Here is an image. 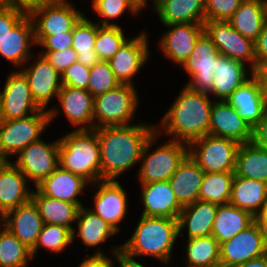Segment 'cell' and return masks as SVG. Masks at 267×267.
I'll list each match as a JSON object with an SVG mask.
<instances>
[{
  "instance_id": "cell-1",
  "label": "cell",
  "mask_w": 267,
  "mask_h": 267,
  "mask_svg": "<svg viewBox=\"0 0 267 267\" xmlns=\"http://www.w3.org/2000/svg\"><path fill=\"white\" fill-rule=\"evenodd\" d=\"M156 125L143 122L95 128L100 147L101 180H116L120 174L137 166Z\"/></svg>"
},
{
  "instance_id": "cell-2",
  "label": "cell",
  "mask_w": 267,
  "mask_h": 267,
  "mask_svg": "<svg viewBox=\"0 0 267 267\" xmlns=\"http://www.w3.org/2000/svg\"><path fill=\"white\" fill-rule=\"evenodd\" d=\"M212 106L209 95L197 93L185 84L156 126V131L189 145L209 134Z\"/></svg>"
},
{
  "instance_id": "cell-3",
  "label": "cell",
  "mask_w": 267,
  "mask_h": 267,
  "mask_svg": "<svg viewBox=\"0 0 267 267\" xmlns=\"http://www.w3.org/2000/svg\"><path fill=\"white\" fill-rule=\"evenodd\" d=\"M178 237V219L141 215L132 236L122 244V249L135 257L150 256L162 264H168Z\"/></svg>"
},
{
  "instance_id": "cell-4",
  "label": "cell",
  "mask_w": 267,
  "mask_h": 267,
  "mask_svg": "<svg viewBox=\"0 0 267 267\" xmlns=\"http://www.w3.org/2000/svg\"><path fill=\"white\" fill-rule=\"evenodd\" d=\"M59 166L90 184L101 180V157L95 129L72 130L59 138Z\"/></svg>"
},
{
  "instance_id": "cell-5",
  "label": "cell",
  "mask_w": 267,
  "mask_h": 267,
  "mask_svg": "<svg viewBox=\"0 0 267 267\" xmlns=\"http://www.w3.org/2000/svg\"><path fill=\"white\" fill-rule=\"evenodd\" d=\"M158 137L159 132L155 131L143 148L137 174L141 184L168 181L189 155L188 144L172 139L150 152Z\"/></svg>"
},
{
  "instance_id": "cell-6",
  "label": "cell",
  "mask_w": 267,
  "mask_h": 267,
  "mask_svg": "<svg viewBox=\"0 0 267 267\" xmlns=\"http://www.w3.org/2000/svg\"><path fill=\"white\" fill-rule=\"evenodd\" d=\"M138 105L139 97L134 85L120 84L113 90L95 96L93 129L130 125Z\"/></svg>"
},
{
  "instance_id": "cell-7",
  "label": "cell",
  "mask_w": 267,
  "mask_h": 267,
  "mask_svg": "<svg viewBox=\"0 0 267 267\" xmlns=\"http://www.w3.org/2000/svg\"><path fill=\"white\" fill-rule=\"evenodd\" d=\"M188 146L189 155L204 172L235 171L239 142L208 134L192 141Z\"/></svg>"
},
{
  "instance_id": "cell-8",
  "label": "cell",
  "mask_w": 267,
  "mask_h": 267,
  "mask_svg": "<svg viewBox=\"0 0 267 267\" xmlns=\"http://www.w3.org/2000/svg\"><path fill=\"white\" fill-rule=\"evenodd\" d=\"M49 123L50 113L43 109L25 118L4 120L0 127V152L7 159L8 155L17 156L30 143L42 138Z\"/></svg>"
},
{
  "instance_id": "cell-9",
  "label": "cell",
  "mask_w": 267,
  "mask_h": 267,
  "mask_svg": "<svg viewBox=\"0 0 267 267\" xmlns=\"http://www.w3.org/2000/svg\"><path fill=\"white\" fill-rule=\"evenodd\" d=\"M219 50L205 32L197 40L192 54L181 65L190 79L187 87L200 94L212 95Z\"/></svg>"
},
{
  "instance_id": "cell-10",
  "label": "cell",
  "mask_w": 267,
  "mask_h": 267,
  "mask_svg": "<svg viewBox=\"0 0 267 267\" xmlns=\"http://www.w3.org/2000/svg\"><path fill=\"white\" fill-rule=\"evenodd\" d=\"M204 32L221 55L248 64L256 72L254 42L242 36L228 21H204Z\"/></svg>"
},
{
  "instance_id": "cell-11",
  "label": "cell",
  "mask_w": 267,
  "mask_h": 267,
  "mask_svg": "<svg viewBox=\"0 0 267 267\" xmlns=\"http://www.w3.org/2000/svg\"><path fill=\"white\" fill-rule=\"evenodd\" d=\"M13 163L36 187L59 167V138L45 143L42 139L30 143L17 154ZM30 180V181H29Z\"/></svg>"
},
{
  "instance_id": "cell-12",
  "label": "cell",
  "mask_w": 267,
  "mask_h": 267,
  "mask_svg": "<svg viewBox=\"0 0 267 267\" xmlns=\"http://www.w3.org/2000/svg\"><path fill=\"white\" fill-rule=\"evenodd\" d=\"M34 63L20 71L28 82L35 103L41 109L49 111L51 123L61 110L57 107L47 108V105L52 102L53 97L57 98L62 87L61 75L43 55H40Z\"/></svg>"
},
{
  "instance_id": "cell-13",
  "label": "cell",
  "mask_w": 267,
  "mask_h": 267,
  "mask_svg": "<svg viewBox=\"0 0 267 267\" xmlns=\"http://www.w3.org/2000/svg\"><path fill=\"white\" fill-rule=\"evenodd\" d=\"M28 15L33 22L34 36H52L73 31L84 16L67 0H54L32 10Z\"/></svg>"
},
{
  "instance_id": "cell-14",
  "label": "cell",
  "mask_w": 267,
  "mask_h": 267,
  "mask_svg": "<svg viewBox=\"0 0 267 267\" xmlns=\"http://www.w3.org/2000/svg\"><path fill=\"white\" fill-rule=\"evenodd\" d=\"M267 254V238L254 221L245 230L220 244V267H231Z\"/></svg>"
},
{
  "instance_id": "cell-15",
  "label": "cell",
  "mask_w": 267,
  "mask_h": 267,
  "mask_svg": "<svg viewBox=\"0 0 267 267\" xmlns=\"http://www.w3.org/2000/svg\"><path fill=\"white\" fill-rule=\"evenodd\" d=\"M253 129L267 110V93L262 76L255 72L226 100Z\"/></svg>"
},
{
  "instance_id": "cell-16",
  "label": "cell",
  "mask_w": 267,
  "mask_h": 267,
  "mask_svg": "<svg viewBox=\"0 0 267 267\" xmlns=\"http://www.w3.org/2000/svg\"><path fill=\"white\" fill-rule=\"evenodd\" d=\"M0 103L4 120L25 118L42 110L34 101L24 74L17 70L9 73Z\"/></svg>"
},
{
  "instance_id": "cell-17",
  "label": "cell",
  "mask_w": 267,
  "mask_h": 267,
  "mask_svg": "<svg viewBox=\"0 0 267 267\" xmlns=\"http://www.w3.org/2000/svg\"><path fill=\"white\" fill-rule=\"evenodd\" d=\"M148 35L141 32L128 39L108 61L120 84L134 85L133 78L150 58Z\"/></svg>"
},
{
  "instance_id": "cell-18",
  "label": "cell",
  "mask_w": 267,
  "mask_h": 267,
  "mask_svg": "<svg viewBox=\"0 0 267 267\" xmlns=\"http://www.w3.org/2000/svg\"><path fill=\"white\" fill-rule=\"evenodd\" d=\"M92 186H96V191L94 208L90 209L119 232V223L125 218L128 207L127 193L118 180H100Z\"/></svg>"
},
{
  "instance_id": "cell-19",
  "label": "cell",
  "mask_w": 267,
  "mask_h": 267,
  "mask_svg": "<svg viewBox=\"0 0 267 267\" xmlns=\"http://www.w3.org/2000/svg\"><path fill=\"white\" fill-rule=\"evenodd\" d=\"M168 29L159 40L165 57L182 65L192 54L197 40L204 33V23H179L164 25Z\"/></svg>"
},
{
  "instance_id": "cell-20",
  "label": "cell",
  "mask_w": 267,
  "mask_h": 267,
  "mask_svg": "<svg viewBox=\"0 0 267 267\" xmlns=\"http://www.w3.org/2000/svg\"><path fill=\"white\" fill-rule=\"evenodd\" d=\"M209 135L230 138L243 144L252 142L253 129L227 101L214 99L211 109Z\"/></svg>"
},
{
  "instance_id": "cell-21",
  "label": "cell",
  "mask_w": 267,
  "mask_h": 267,
  "mask_svg": "<svg viewBox=\"0 0 267 267\" xmlns=\"http://www.w3.org/2000/svg\"><path fill=\"white\" fill-rule=\"evenodd\" d=\"M30 45L36 46L34 26L31 17L26 14L0 40V55L14 66L24 68L25 63L28 64V61L34 58Z\"/></svg>"
},
{
  "instance_id": "cell-22",
  "label": "cell",
  "mask_w": 267,
  "mask_h": 267,
  "mask_svg": "<svg viewBox=\"0 0 267 267\" xmlns=\"http://www.w3.org/2000/svg\"><path fill=\"white\" fill-rule=\"evenodd\" d=\"M141 215L178 219L183 206L178 202L169 181L141 184Z\"/></svg>"
},
{
  "instance_id": "cell-23",
  "label": "cell",
  "mask_w": 267,
  "mask_h": 267,
  "mask_svg": "<svg viewBox=\"0 0 267 267\" xmlns=\"http://www.w3.org/2000/svg\"><path fill=\"white\" fill-rule=\"evenodd\" d=\"M44 223L32 200L6 212L5 227L32 250Z\"/></svg>"
},
{
  "instance_id": "cell-24",
  "label": "cell",
  "mask_w": 267,
  "mask_h": 267,
  "mask_svg": "<svg viewBox=\"0 0 267 267\" xmlns=\"http://www.w3.org/2000/svg\"><path fill=\"white\" fill-rule=\"evenodd\" d=\"M57 99L76 130L93 129L94 97L87 90L62 85Z\"/></svg>"
},
{
  "instance_id": "cell-25",
  "label": "cell",
  "mask_w": 267,
  "mask_h": 267,
  "mask_svg": "<svg viewBox=\"0 0 267 267\" xmlns=\"http://www.w3.org/2000/svg\"><path fill=\"white\" fill-rule=\"evenodd\" d=\"M88 185L91 184L83 177L59 166L35 188L45 196L75 203L80 208L83 204L78 199V195Z\"/></svg>"
},
{
  "instance_id": "cell-26",
  "label": "cell",
  "mask_w": 267,
  "mask_h": 267,
  "mask_svg": "<svg viewBox=\"0 0 267 267\" xmlns=\"http://www.w3.org/2000/svg\"><path fill=\"white\" fill-rule=\"evenodd\" d=\"M217 210V204L200 200L183 206L178 217L179 236L186 226L188 239L211 236Z\"/></svg>"
},
{
  "instance_id": "cell-27",
  "label": "cell",
  "mask_w": 267,
  "mask_h": 267,
  "mask_svg": "<svg viewBox=\"0 0 267 267\" xmlns=\"http://www.w3.org/2000/svg\"><path fill=\"white\" fill-rule=\"evenodd\" d=\"M248 67L241 61L220 54L212 86V94L215 99L226 101L237 88L250 79L249 73L253 75L255 72Z\"/></svg>"
},
{
  "instance_id": "cell-28",
  "label": "cell",
  "mask_w": 267,
  "mask_h": 267,
  "mask_svg": "<svg viewBox=\"0 0 267 267\" xmlns=\"http://www.w3.org/2000/svg\"><path fill=\"white\" fill-rule=\"evenodd\" d=\"M204 174V170L188 155L168 180L182 206L198 200Z\"/></svg>"
},
{
  "instance_id": "cell-29",
  "label": "cell",
  "mask_w": 267,
  "mask_h": 267,
  "mask_svg": "<svg viewBox=\"0 0 267 267\" xmlns=\"http://www.w3.org/2000/svg\"><path fill=\"white\" fill-rule=\"evenodd\" d=\"M26 176L9 161L0 171V207L5 211L24 205L31 200Z\"/></svg>"
},
{
  "instance_id": "cell-30",
  "label": "cell",
  "mask_w": 267,
  "mask_h": 267,
  "mask_svg": "<svg viewBox=\"0 0 267 267\" xmlns=\"http://www.w3.org/2000/svg\"><path fill=\"white\" fill-rule=\"evenodd\" d=\"M153 9L163 25L205 21V0H159Z\"/></svg>"
},
{
  "instance_id": "cell-31",
  "label": "cell",
  "mask_w": 267,
  "mask_h": 267,
  "mask_svg": "<svg viewBox=\"0 0 267 267\" xmlns=\"http://www.w3.org/2000/svg\"><path fill=\"white\" fill-rule=\"evenodd\" d=\"M266 20V0H244L228 22L242 36L255 42Z\"/></svg>"
},
{
  "instance_id": "cell-32",
  "label": "cell",
  "mask_w": 267,
  "mask_h": 267,
  "mask_svg": "<svg viewBox=\"0 0 267 267\" xmlns=\"http://www.w3.org/2000/svg\"><path fill=\"white\" fill-rule=\"evenodd\" d=\"M267 202V183L234 176L229 203L255 216Z\"/></svg>"
},
{
  "instance_id": "cell-33",
  "label": "cell",
  "mask_w": 267,
  "mask_h": 267,
  "mask_svg": "<svg viewBox=\"0 0 267 267\" xmlns=\"http://www.w3.org/2000/svg\"><path fill=\"white\" fill-rule=\"evenodd\" d=\"M76 222L78 229L74 228L72 231V242H75L74 239L79 236L82 243L87 247H98L103 242L105 243L108 238L118 233L105 220L84 206L79 208Z\"/></svg>"
},
{
  "instance_id": "cell-34",
  "label": "cell",
  "mask_w": 267,
  "mask_h": 267,
  "mask_svg": "<svg viewBox=\"0 0 267 267\" xmlns=\"http://www.w3.org/2000/svg\"><path fill=\"white\" fill-rule=\"evenodd\" d=\"M254 222V216L230 203L218 205L211 235L224 243Z\"/></svg>"
},
{
  "instance_id": "cell-35",
  "label": "cell",
  "mask_w": 267,
  "mask_h": 267,
  "mask_svg": "<svg viewBox=\"0 0 267 267\" xmlns=\"http://www.w3.org/2000/svg\"><path fill=\"white\" fill-rule=\"evenodd\" d=\"M31 200L37 206L44 224H54L69 228L71 231L75 227L79 207L75 203L58 200L43 195L37 188L32 190Z\"/></svg>"
},
{
  "instance_id": "cell-36",
  "label": "cell",
  "mask_w": 267,
  "mask_h": 267,
  "mask_svg": "<svg viewBox=\"0 0 267 267\" xmlns=\"http://www.w3.org/2000/svg\"><path fill=\"white\" fill-rule=\"evenodd\" d=\"M234 174L267 183V150L253 142L240 144Z\"/></svg>"
},
{
  "instance_id": "cell-37",
  "label": "cell",
  "mask_w": 267,
  "mask_h": 267,
  "mask_svg": "<svg viewBox=\"0 0 267 267\" xmlns=\"http://www.w3.org/2000/svg\"><path fill=\"white\" fill-rule=\"evenodd\" d=\"M96 35L97 23L86 18L85 15L73 29L72 48L78 53L77 62L89 68L100 61L94 50Z\"/></svg>"
},
{
  "instance_id": "cell-38",
  "label": "cell",
  "mask_w": 267,
  "mask_h": 267,
  "mask_svg": "<svg viewBox=\"0 0 267 267\" xmlns=\"http://www.w3.org/2000/svg\"><path fill=\"white\" fill-rule=\"evenodd\" d=\"M187 267H220V243L212 235L187 239Z\"/></svg>"
},
{
  "instance_id": "cell-39",
  "label": "cell",
  "mask_w": 267,
  "mask_h": 267,
  "mask_svg": "<svg viewBox=\"0 0 267 267\" xmlns=\"http://www.w3.org/2000/svg\"><path fill=\"white\" fill-rule=\"evenodd\" d=\"M234 176V172H205L198 200L217 205L229 203Z\"/></svg>"
},
{
  "instance_id": "cell-40",
  "label": "cell",
  "mask_w": 267,
  "mask_h": 267,
  "mask_svg": "<svg viewBox=\"0 0 267 267\" xmlns=\"http://www.w3.org/2000/svg\"><path fill=\"white\" fill-rule=\"evenodd\" d=\"M33 259L31 250L6 227L0 230V267H27Z\"/></svg>"
},
{
  "instance_id": "cell-41",
  "label": "cell",
  "mask_w": 267,
  "mask_h": 267,
  "mask_svg": "<svg viewBox=\"0 0 267 267\" xmlns=\"http://www.w3.org/2000/svg\"><path fill=\"white\" fill-rule=\"evenodd\" d=\"M121 26H100L97 23V35L94 50L100 61H109L128 40Z\"/></svg>"
},
{
  "instance_id": "cell-42",
  "label": "cell",
  "mask_w": 267,
  "mask_h": 267,
  "mask_svg": "<svg viewBox=\"0 0 267 267\" xmlns=\"http://www.w3.org/2000/svg\"><path fill=\"white\" fill-rule=\"evenodd\" d=\"M72 242V231L64 226L44 224L35 247L31 250L35 257L39 248L43 247L52 253H61Z\"/></svg>"
},
{
  "instance_id": "cell-43",
  "label": "cell",
  "mask_w": 267,
  "mask_h": 267,
  "mask_svg": "<svg viewBox=\"0 0 267 267\" xmlns=\"http://www.w3.org/2000/svg\"><path fill=\"white\" fill-rule=\"evenodd\" d=\"M120 85L108 61H99L90 69L88 92L93 96L113 90Z\"/></svg>"
},
{
  "instance_id": "cell-44",
  "label": "cell",
  "mask_w": 267,
  "mask_h": 267,
  "mask_svg": "<svg viewBox=\"0 0 267 267\" xmlns=\"http://www.w3.org/2000/svg\"><path fill=\"white\" fill-rule=\"evenodd\" d=\"M94 12L102 19L96 21L100 26H118L109 22L124 14L125 11L138 15V11L127 0H91Z\"/></svg>"
},
{
  "instance_id": "cell-45",
  "label": "cell",
  "mask_w": 267,
  "mask_h": 267,
  "mask_svg": "<svg viewBox=\"0 0 267 267\" xmlns=\"http://www.w3.org/2000/svg\"><path fill=\"white\" fill-rule=\"evenodd\" d=\"M244 0H205V21H228Z\"/></svg>"
},
{
  "instance_id": "cell-46",
  "label": "cell",
  "mask_w": 267,
  "mask_h": 267,
  "mask_svg": "<svg viewBox=\"0 0 267 267\" xmlns=\"http://www.w3.org/2000/svg\"><path fill=\"white\" fill-rule=\"evenodd\" d=\"M90 69L80 62L73 63L61 74L62 85L88 91Z\"/></svg>"
},
{
  "instance_id": "cell-47",
  "label": "cell",
  "mask_w": 267,
  "mask_h": 267,
  "mask_svg": "<svg viewBox=\"0 0 267 267\" xmlns=\"http://www.w3.org/2000/svg\"><path fill=\"white\" fill-rule=\"evenodd\" d=\"M36 46H43L45 51H62L72 47L73 31L52 36H34Z\"/></svg>"
},
{
  "instance_id": "cell-48",
  "label": "cell",
  "mask_w": 267,
  "mask_h": 267,
  "mask_svg": "<svg viewBox=\"0 0 267 267\" xmlns=\"http://www.w3.org/2000/svg\"><path fill=\"white\" fill-rule=\"evenodd\" d=\"M46 60L61 75L68 67L77 62L78 53L71 47L62 51H41Z\"/></svg>"
},
{
  "instance_id": "cell-49",
  "label": "cell",
  "mask_w": 267,
  "mask_h": 267,
  "mask_svg": "<svg viewBox=\"0 0 267 267\" xmlns=\"http://www.w3.org/2000/svg\"><path fill=\"white\" fill-rule=\"evenodd\" d=\"M26 15L24 11L15 9L0 1V40Z\"/></svg>"
},
{
  "instance_id": "cell-50",
  "label": "cell",
  "mask_w": 267,
  "mask_h": 267,
  "mask_svg": "<svg viewBox=\"0 0 267 267\" xmlns=\"http://www.w3.org/2000/svg\"><path fill=\"white\" fill-rule=\"evenodd\" d=\"M256 57V72L267 64V20L264 23L262 32L254 42Z\"/></svg>"
},
{
  "instance_id": "cell-51",
  "label": "cell",
  "mask_w": 267,
  "mask_h": 267,
  "mask_svg": "<svg viewBox=\"0 0 267 267\" xmlns=\"http://www.w3.org/2000/svg\"><path fill=\"white\" fill-rule=\"evenodd\" d=\"M86 255V259L80 263L78 267H114V262L111 258L107 257L100 248H97L96 253L92 256Z\"/></svg>"
},
{
  "instance_id": "cell-52",
  "label": "cell",
  "mask_w": 267,
  "mask_h": 267,
  "mask_svg": "<svg viewBox=\"0 0 267 267\" xmlns=\"http://www.w3.org/2000/svg\"><path fill=\"white\" fill-rule=\"evenodd\" d=\"M252 142L256 146L267 150V110L259 123L253 128Z\"/></svg>"
},
{
  "instance_id": "cell-53",
  "label": "cell",
  "mask_w": 267,
  "mask_h": 267,
  "mask_svg": "<svg viewBox=\"0 0 267 267\" xmlns=\"http://www.w3.org/2000/svg\"><path fill=\"white\" fill-rule=\"evenodd\" d=\"M6 5L12 6L15 9L24 11L29 14L32 10L41 7L45 4L53 2L54 0H0Z\"/></svg>"
},
{
  "instance_id": "cell-54",
  "label": "cell",
  "mask_w": 267,
  "mask_h": 267,
  "mask_svg": "<svg viewBox=\"0 0 267 267\" xmlns=\"http://www.w3.org/2000/svg\"><path fill=\"white\" fill-rule=\"evenodd\" d=\"M113 248V249H112ZM112 255L120 267H146L140 262L135 261V256L128 254L125 250L122 249V245L111 247ZM134 257V258H133Z\"/></svg>"
},
{
  "instance_id": "cell-55",
  "label": "cell",
  "mask_w": 267,
  "mask_h": 267,
  "mask_svg": "<svg viewBox=\"0 0 267 267\" xmlns=\"http://www.w3.org/2000/svg\"><path fill=\"white\" fill-rule=\"evenodd\" d=\"M254 221L258 224L259 229L267 238V202L262 209L254 216Z\"/></svg>"
},
{
  "instance_id": "cell-56",
  "label": "cell",
  "mask_w": 267,
  "mask_h": 267,
  "mask_svg": "<svg viewBox=\"0 0 267 267\" xmlns=\"http://www.w3.org/2000/svg\"><path fill=\"white\" fill-rule=\"evenodd\" d=\"M231 267H267V254Z\"/></svg>"
},
{
  "instance_id": "cell-57",
  "label": "cell",
  "mask_w": 267,
  "mask_h": 267,
  "mask_svg": "<svg viewBox=\"0 0 267 267\" xmlns=\"http://www.w3.org/2000/svg\"><path fill=\"white\" fill-rule=\"evenodd\" d=\"M140 13L148 5L147 0H127Z\"/></svg>"
},
{
  "instance_id": "cell-58",
  "label": "cell",
  "mask_w": 267,
  "mask_h": 267,
  "mask_svg": "<svg viewBox=\"0 0 267 267\" xmlns=\"http://www.w3.org/2000/svg\"><path fill=\"white\" fill-rule=\"evenodd\" d=\"M258 73L262 76V79L264 81L265 91L267 93V64L263 66Z\"/></svg>"
},
{
  "instance_id": "cell-59",
  "label": "cell",
  "mask_w": 267,
  "mask_h": 267,
  "mask_svg": "<svg viewBox=\"0 0 267 267\" xmlns=\"http://www.w3.org/2000/svg\"><path fill=\"white\" fill-rule=\"evenodd\" d=\"M5 221H6V212L0 207V230H3L5 228Z\"/></svg>"
},
{
  "instance_id": "cell-60",
  "label": "cell",
  "mask_w": 267,
  "mask_h": 267,
  "mask_svg": "<svg viewBox=\"0 0 267 267\" xmlns=\"http://www.w3.org/2000/svg\"><path fill=\"white\" fill-rule=\"evenodd\" d=\"M10 160L7 159L1 152H0V171L4 168V166L9 162Z\"/></svg>"
},
{
  "instance_id": "cell-61",
  "label": "cell",
  "mask_w": 267,
  "mask_h": 267,
  "mask_svg": "<svg viewBox=\"0 0 267 267\" xmlns=\"http://www.w3.org/2000/svg\"><path fill=\"white\" fill-rule=\"evenodd\" d=\"M3 121H4V119H3L2 109H1V103H0V127L3 124Z\"/></svg>"
},
{
  "instance_id": "cell-62",
  "label": "cell",
  "mask_w": 267,
  "mask_h": 267,
  "mask_svg": "<svg viewBox=\"0 0 267 267\" xmlns=\"http://www.w3.org/2000/svg\"><path fill=\"white\" fill-rule=\"evenodd\" d=\"M159 0H152L153 3H151L153 6L158 2Z\"/></svg>"
}]
</instances>
